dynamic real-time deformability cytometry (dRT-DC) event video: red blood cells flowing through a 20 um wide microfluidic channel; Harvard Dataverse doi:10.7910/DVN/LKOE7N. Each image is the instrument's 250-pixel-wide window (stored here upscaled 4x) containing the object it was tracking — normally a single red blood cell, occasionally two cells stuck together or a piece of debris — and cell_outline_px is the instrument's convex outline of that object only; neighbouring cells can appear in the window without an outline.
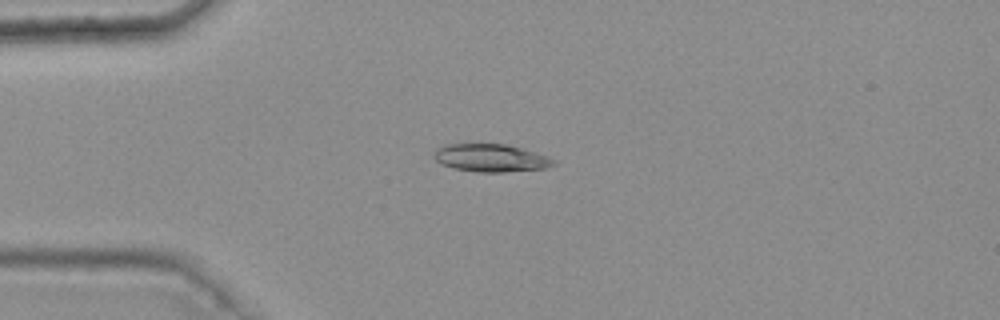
{"species": "common noctule bat (a hibernating species)", "species_latin": "Nyctalus noctula", "temperature_condition": "warm", "stored_images_in_passage": 9, "camera_frame_rate_fps": 3000, "um_per_image_px": 0.085, "animal": {"sex": "female", "body_mass_g": 25.1}, "frame": {"image": 1, "passage_image": 4, "time_ms": 1.0, "image_size_px": [1000, 320], "cell_outline_px": [[556, 164], [544, 168], [504, 172], [480, 172], [456, 168], [440, 164], [432, 156], [432, 152], [436, 148], [444, 144], [504, 144], [524, 148], [548, 156], [556, 160]], "centroid_in_image_um": [41.71, 13.41], "position_along_channel_um": 43.3, "area_um2": 19.48}}
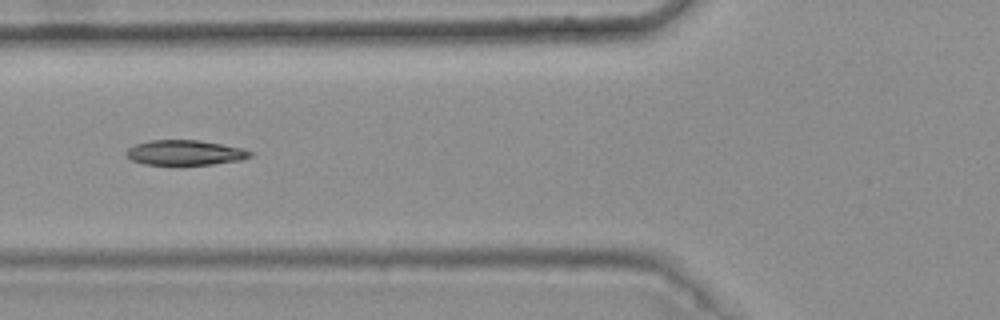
{"frame": {"image": 2, "passage_image": 6, "time_ms": 1.667, "image_size_px": [1000, 320], "cell_outline_px": [[252, 156], [240, 160], [212, 164], [144, 164], [132, 160], [128, 156], [128, 148], [136, 144], [148, 140], [200, 140], [240, 148], [252, 152]], "centroid_in_image_um": [15.72, 12.97], "position_along_channel_um": 110.1, "area_um2": 17.69}}
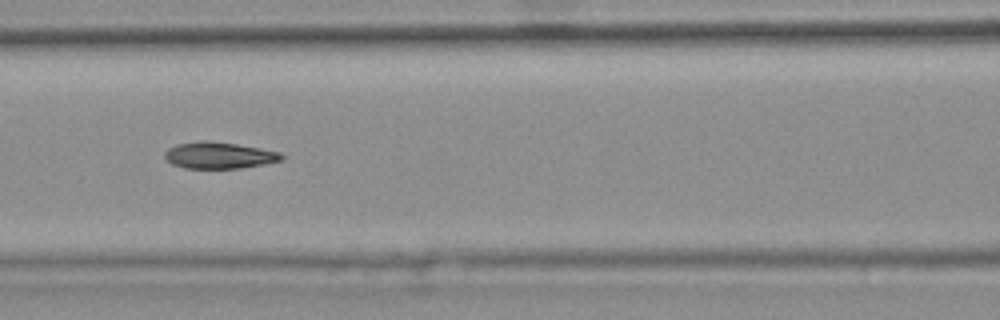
{"frame": {"image": 3, "passage_image": 7, "time_ms": 2.0, "image_size_px": [1000, 320], "cell_outline_px": [[284, 160], [264, 164], [240, 168], [184, 168], [172, 164], [164, 156], [164, 152], [168, 148], [176, 144], [200, 140], [204, 140], [236, 144], [260, 148], [280, 152], [284, 156]], "centroid_in_image_um": [18.62, 13.2], "position_along_channel_um": 148.0, "area_um2": 18.09}}